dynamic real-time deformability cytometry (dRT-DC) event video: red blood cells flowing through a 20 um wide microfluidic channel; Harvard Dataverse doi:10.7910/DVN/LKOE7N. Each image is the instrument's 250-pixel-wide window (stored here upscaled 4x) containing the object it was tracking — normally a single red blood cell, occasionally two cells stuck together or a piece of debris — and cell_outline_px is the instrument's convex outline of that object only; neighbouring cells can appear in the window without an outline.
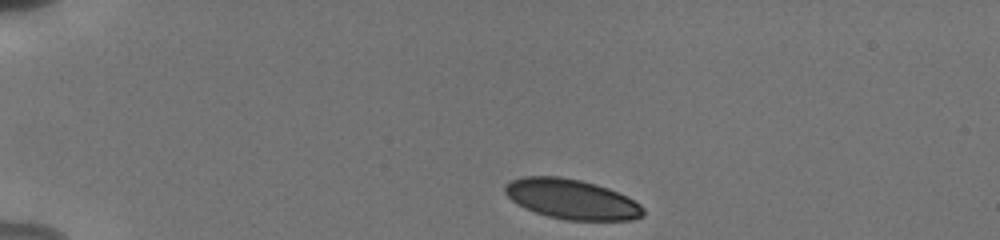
{"species": "human", "species_latin": "Homo sapiens", "temperature_condition": "cold", "stored_images_in_passage": 23, "camera_frame_rate_fps": 3000, "um_per_image_px": 0.085, "donor": {"sex": "male"}, "frame": {"image": 1, "passage_image": 1, "time_ms": 0.0, "image_size_px": [1000, 240], "cell_outline_px": [[644, 216], [632, 220], [564, 220], [548, 216], [524, 208], [512, 200], [504, 192], [504, 184], [520, 176], [560, 176], [580, 180], [596, 184], [608, 188], [628, 196], [640, 204], [644, 208]], "centroid_in_image_um": [48.6, 16.92], "position_along_channel_um": 36.4, "area_um2": 32.37}}
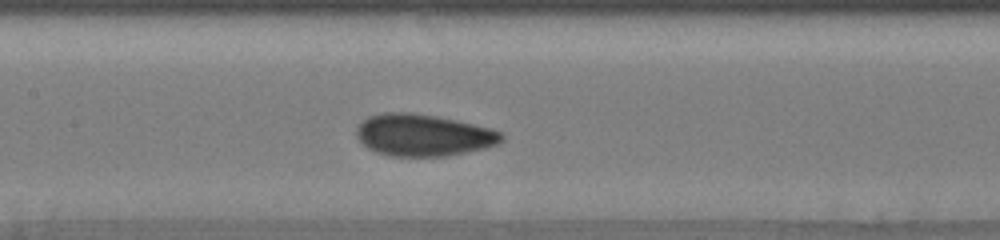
{"frame": {"image": 2, "passage_image": 11, "time_ms": 5.333, "image_size_px": [1000, 240], "cell_outline_px": [[504, 140], [496, 144], [484, 148], [444, 156], [388, 156], [376, 152], [368, 148], [356, 136], [356, 128], [368, 116], [384, 112], [412, 112], [436, 116], [456, 120], [492, 128], [500, 132], [504, 136]], "centroid_in_image_um": [35.97, 11.47], "position_along_channel_um": 171.4, "area_um2": 35.37}}
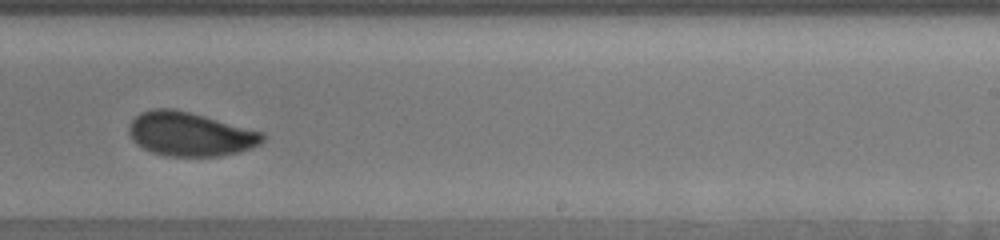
{"frame": {"image": 3, "passage_image": 17, "time_ms": 8.0, "image_size_px": [1000, 240], "cell_outline_px": [[264, 140], [260, 144], [252, 148], [220, 156], [164, 156], [152, 152], [136, 144], [132, 140], [128, 132], [128, 124], [140, 112], [152, 108], [172, 108], [204, 116], [264, 132]], "centroid_in_image_um": [16.12, 11.4], "position_along_channel_um": 272.9, "area_um2": 34.28}, "authors_computed_cell_mechanics": {"area_um2": 34.6222, "velocity_mm_per_s": 3.8223, "shape_relaxation_time_tau1_ms": 4.9188, "shape_relaxation_time_tau2_ms": 0.6979, "deformation_change_tau1": 0.1068, "deformation_change_tau2": 0.0612}}